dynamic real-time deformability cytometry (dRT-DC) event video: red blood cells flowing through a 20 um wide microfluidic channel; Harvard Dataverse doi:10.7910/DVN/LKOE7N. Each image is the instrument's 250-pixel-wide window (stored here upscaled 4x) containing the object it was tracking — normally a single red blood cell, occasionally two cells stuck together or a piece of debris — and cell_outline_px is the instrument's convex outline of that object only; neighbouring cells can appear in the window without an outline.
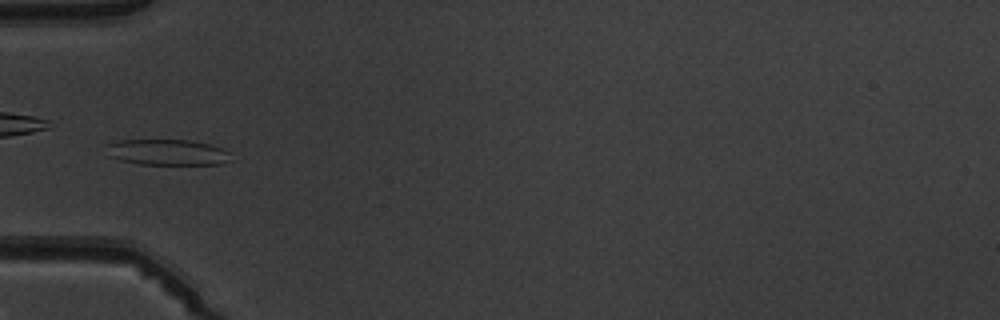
{"species": "common noctule bat (a hibernating species)", "species_latin": "Nyctalus noctula", "temperature_condition": "warm", "stored_images_in_passage": 6, "camera_frame_rate_fps": 3000, "um_per_image_px": 0.085, "animal": {"sex": "male", "body_mass_g": 19.5, "forearm_length_mm": 54.6}, "frame": {"image": 1, "passage_image": 6, "time_ms": 5.667, "image_size_px": [1000, 320], "cell_outline_px": [[232, 160], [220, 164], [140, 164], [120, 160], [108, 156], [104, 144], [116, 140], [188, 140], [212, 144], [224, 148], [228, 152]], "centroid_in_image_um": [14.2, 12.93], "position_along_channel_um": 70.8, "area_um2": 19.02}}